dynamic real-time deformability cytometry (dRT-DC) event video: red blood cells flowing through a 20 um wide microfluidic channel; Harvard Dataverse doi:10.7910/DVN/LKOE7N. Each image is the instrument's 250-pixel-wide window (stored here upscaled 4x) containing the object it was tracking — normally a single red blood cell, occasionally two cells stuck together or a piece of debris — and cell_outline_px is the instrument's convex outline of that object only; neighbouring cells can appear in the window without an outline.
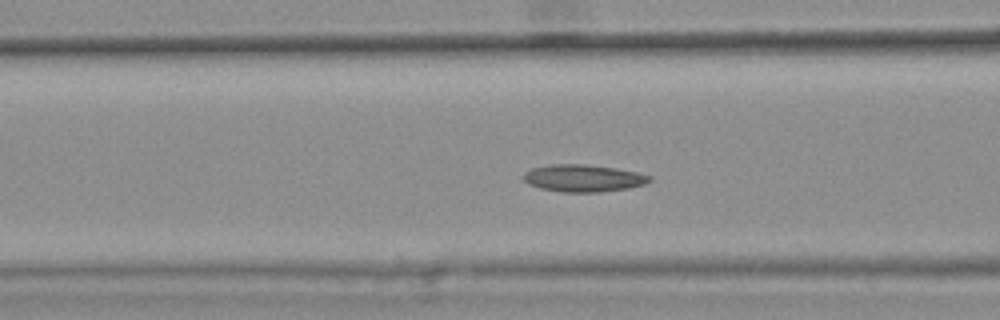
{"species": "common noctule bat (a hibernating species)", "species_latin": "Nyctalus noctula", "temperature_condition": "warm", "stored_images_in_passage": 44, "camera_frame_rate_fps": 3000, "um_per_image_px": 0.085, "animal": {"sex": "female", "body_mass_g": 25.1}, "frame": {"image": 1, "passage_image": 19, "time_ms": 6.0, "image_size_px": [1000, 320], "cell_outline_px": [[652, 180], [644, 184], [628, 188], [600, 192], [560, 192], [540, 188], [528, 184], [520, 176], [524, 172], [532, 168], [548, 164], [584, 164], [612, 168], [636, 172], [652, 176]], "centroid_in_image_um": [49.52, 15.14], "position_along_channel_um": 117.1, "area_um2": 20.06}}
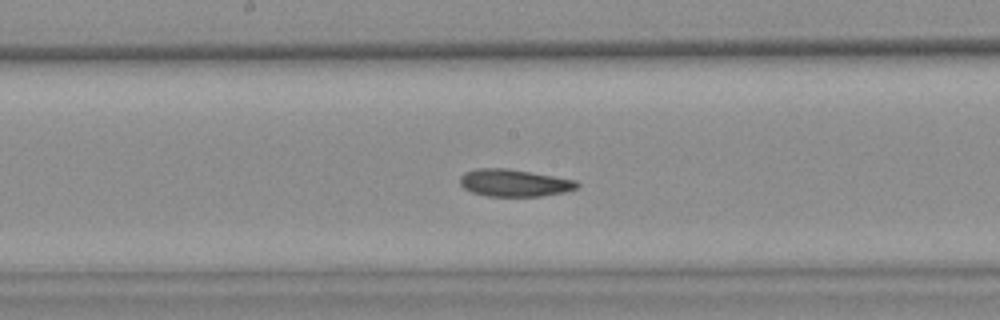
{"frame": {"image": 2, "passage_image": 26, "time_ms": 8.333, "image_size_px": [1000, 320], "cell_outline_px": [[580, 184], [576, 188], [564, 192], [540, 196], [488, 196], [472, 192], [464, 188], [460, 184], [460, 176], [464, 172], [476, 168], [508, 168], [576, 180]], "centroid_in_image_um": [43.68, 15.54], "position_along_channel_um": 204.5, "area_um2": 18.55}}